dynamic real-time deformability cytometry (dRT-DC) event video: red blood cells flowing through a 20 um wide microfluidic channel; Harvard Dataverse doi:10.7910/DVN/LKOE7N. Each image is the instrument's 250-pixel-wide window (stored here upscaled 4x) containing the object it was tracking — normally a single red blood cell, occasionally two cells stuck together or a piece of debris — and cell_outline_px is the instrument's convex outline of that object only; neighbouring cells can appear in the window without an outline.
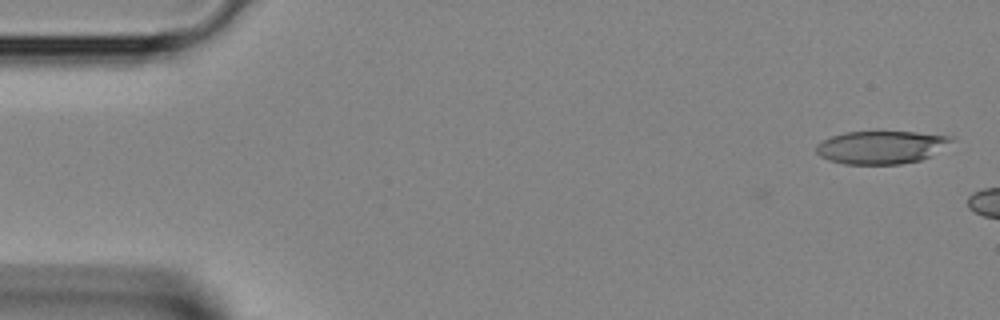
{"species": "Egyptian fruit bat (a non-hibernating species)", "species_latin": "Rousettus aegyptiacus", "temperature_condition": "room temperature", "stored_images_in_passage": 1, "camera_frame_rate_fps": 3000, "um_per_image_px": 0.085, "animal": {"sex": "female"}, "frame": {"image": 1, "passage_image": 1, "time_ms": 0.0, "image_size_px": [1000, 320], "cell_outline_px": [[956, 140], [928, 156], [920, 160], [900, 164], [844, 164], [828, 160], [820, 156], [816, 152], [816, 144], [832, 136], [844, 132], [916, 132], [952, 136]], "centroid_in_image_um": [74.88, 12.51], "position_along_channel_um": 10.1, "area_um2": 25.84}}